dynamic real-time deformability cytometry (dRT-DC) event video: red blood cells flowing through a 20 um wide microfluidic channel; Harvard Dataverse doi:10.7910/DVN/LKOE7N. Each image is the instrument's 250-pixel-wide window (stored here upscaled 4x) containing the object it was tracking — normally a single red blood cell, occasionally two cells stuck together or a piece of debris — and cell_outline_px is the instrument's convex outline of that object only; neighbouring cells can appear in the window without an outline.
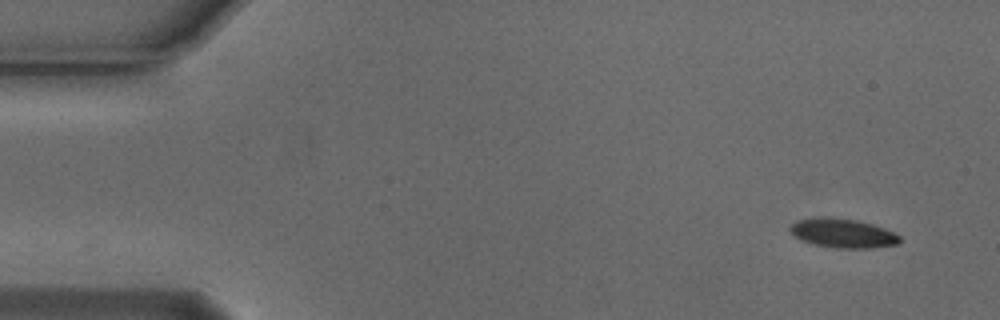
{"species": "Egyptian fruit bat (a non-hibernating species)", "species_latin": "Rousettus aegyptiacus", "temperature_condition": "cold", "stored_images_in_passage": 14, "camera_frame_rate_fps": 3000, "um_per_image_px": 0.085, "animal": {"sex": "male"}, "frame": {"image": 1, "passage_image": 1, "time_ms": 0.0, "image_size_px": [1000, 320], "cell_outline_px": [[900, 240], [896, 244], [872, 248], [836, 248], [812, 244], [800, 240], [788, 228], [796, 220], [856, 220], [872, 224], [884, 228], [900, 236]], "centroid_in_image_um": [71.68, 19.88], "position_along_channel_um": 13.3, "area_um2": 17.69}}
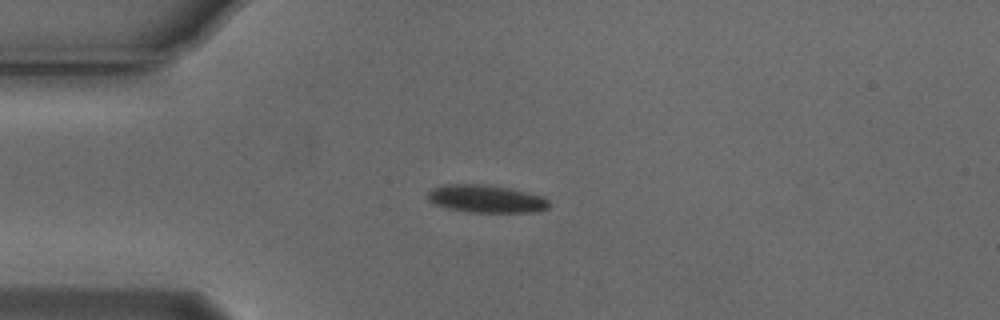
{"frame": {"image": 2, "passage_image": 11, "time_ms": 3.333, "image_size_px": [1000, 320], "cell_outline_px": [[548, 208], [536, 212], [468, 212], [448, 208], [432, 204], [428, 200], [428, 192], [432, 188], [444, 184], [488, 184], [508, 188], [540, 196], [548, 200]], "centroid_in_image_um": [41.26, 16.9], "position_along_channel_um": 43.7, "area_um2": 19.54}}